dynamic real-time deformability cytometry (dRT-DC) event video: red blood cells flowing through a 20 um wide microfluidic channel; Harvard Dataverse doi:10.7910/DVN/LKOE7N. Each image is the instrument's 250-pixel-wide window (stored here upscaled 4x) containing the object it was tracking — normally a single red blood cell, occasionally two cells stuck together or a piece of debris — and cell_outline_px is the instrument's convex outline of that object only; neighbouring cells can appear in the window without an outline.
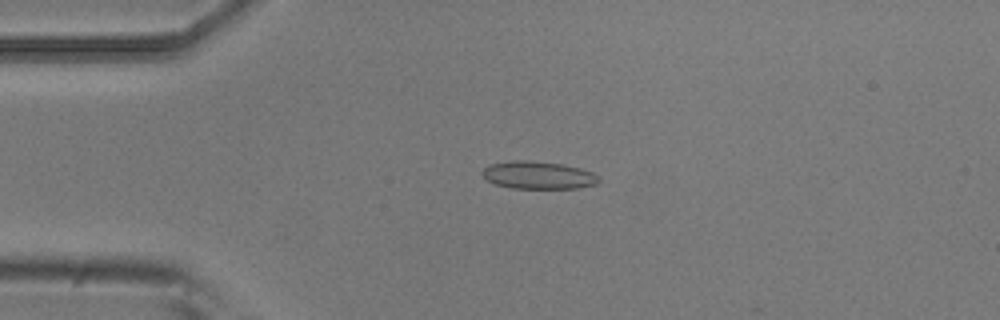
{"species": "common noctule bat (a hibernating species)", "species_latin": "Nyctalus noctula", "temperature_condition": "room temperature", "stored_images_in_passage": 2, "camera_frame_rate_fps": 3000, "um_per_image_px": 0.085, "animal": {"sex": "male", "body_mass_g": 20.5, "forearm_length_mm": 52.5}, "frame": {"image": 1, "passage_image": 1, "time_ms": 0.0, "image_size_px": [1000, 320], "cell_outline_px": [[600, 180], [596, 184], [580, 188], [512, 188], [496, 184], [488, 180], [480, 172], [484, 168], [492, 164], [516, 160], [524, 160], [560, 164], [580, 168], [592, 172]], "centroid_in_image_um": [45.75, 14.9], "position_along_channel_um": 39.2, "area_um2": 18.44}}